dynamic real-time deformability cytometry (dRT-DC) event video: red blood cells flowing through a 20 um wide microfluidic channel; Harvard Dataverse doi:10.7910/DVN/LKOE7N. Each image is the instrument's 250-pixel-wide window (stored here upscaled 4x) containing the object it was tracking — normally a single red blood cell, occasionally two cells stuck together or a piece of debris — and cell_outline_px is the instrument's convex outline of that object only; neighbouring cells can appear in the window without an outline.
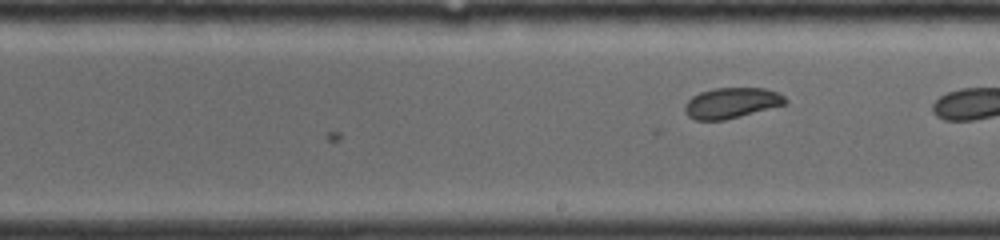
{"species": "common noctule bat (a hibernating species)", "species_latin": "Nyctalus noctula", "temperature_condition": "room temperature", "stored_images_in_passage": 12, "camera_frame_rate_fps": 4000, "um_per_image_px": 0.085, "animal": {"sex": "female", "body_mass_g": 19.0, "forearm_length_mm": 56.7}, "frame": {"image": 1, "passage_image": 12, "time_ms": 3.75, "image_size_px": [1000, 240], "cell_outline_px": [[788, 104], [724, 120], [696, 120], [688, 116], [684, 112], [684, 104], [692, 96], [700, 92], [716, 88], [764, 88], [776, 92], [784, 96], [788, 100]], "centroid_in_image_um": [62.18, 8.75], "position_along_channel_um": 226.8, "area_um2": 17.98}}